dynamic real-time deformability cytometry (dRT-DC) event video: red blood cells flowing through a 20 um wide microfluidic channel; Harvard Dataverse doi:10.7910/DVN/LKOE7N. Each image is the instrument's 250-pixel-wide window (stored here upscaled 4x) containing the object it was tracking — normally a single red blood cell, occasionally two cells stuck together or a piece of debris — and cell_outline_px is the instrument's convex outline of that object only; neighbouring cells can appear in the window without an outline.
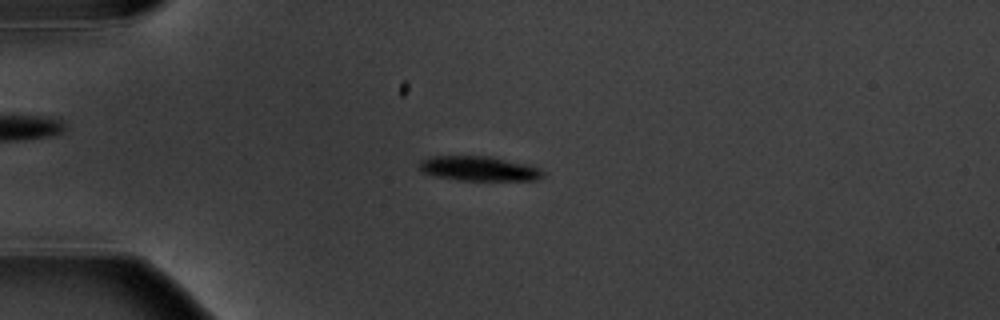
{"species": "common noctule bat (a hibernating species)", "species_latin": "Nyctalus noctula", "temperature_condition": "warm", "stored_images_in_passage": 6, "camera_frame_rate_fps": 3000, "um_per_image_px": 0.085, "animal": {"sex": "male", "body_mass_g": 20.1, "forearm_length_mm": 53.5}, "frame": {"image": 1, "passage_image": 4, "time_ms": 3.333, "image_size_px": [1000, 320], "cell_outline_px": [[544, 172], [540, 180], [460, 180], [436, 176], [424, 172], [420, 168], [420, 160], [432, 156], [488, 156], [528, 164], [540, 168]], "centroid_in_image_um": [40.75, 14.32], "position_along_channel_um": 44.3, "area_um2": 17.63}}